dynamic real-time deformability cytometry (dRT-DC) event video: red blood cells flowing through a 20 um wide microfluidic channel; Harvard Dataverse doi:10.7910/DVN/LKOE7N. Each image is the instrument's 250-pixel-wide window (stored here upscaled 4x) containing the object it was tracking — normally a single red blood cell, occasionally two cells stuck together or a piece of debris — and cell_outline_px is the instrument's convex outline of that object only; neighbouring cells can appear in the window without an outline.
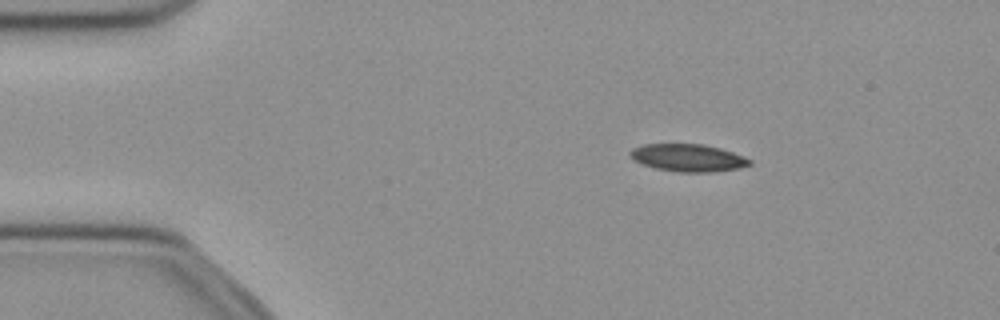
{"species": "common noctule bat (a hibernating species)", "species_latin": "Nyctalus noctula", "temperature_condition": "cold", "stored_images_in_passage": 51, "camera_frame_rate_fps": 3000, "um_per_image_px": 0.085, "animal": {"sex": "female", "body_mass_g": 21.9}, "frame": {"image": 1, "passage_image": 8, "time_ms": 2.333, "image_size_px": [1000, 320], "cell_outline_px": [[752, 164], [740, 168], [716, 172], [680, 172], [656, 168], [632, 160], [628, 156], [628, 152], [632, 148], [644, 144], [704, 144], [720, 148], [732, 152], [752, 160]], "centroid_in_image_um": [58.47, 13.41], "position_along_channel_um": 26.5, "area_um2": 19.25}}
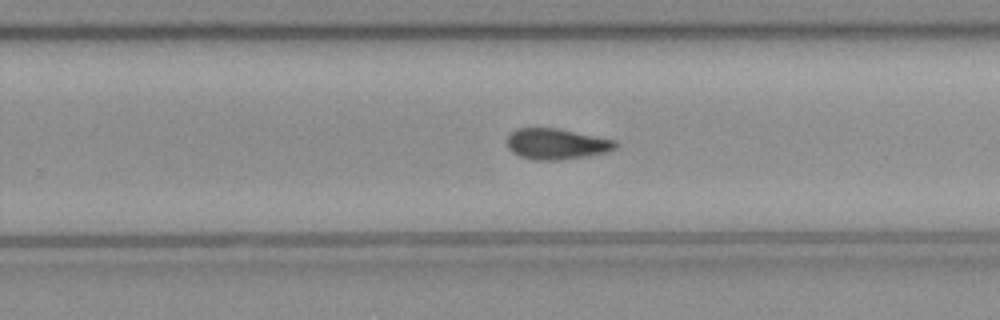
{"frame": {"image": 2, "passage_image": 32, "time_ms": 10.333, "image_size_px": [1000, 320], "cell_outline_px": [[616, 148], [604, 152], [584, 156], [556, 160], [532, 160], [520, 156], [512, 152], [508, 148], [508, 136], [516, 128], [556, 128], [616, 140]], "centroid_in_image_um": [47.26, 12.23], "position_along_channel_um": 282.5, "area_um2": 19.19}}
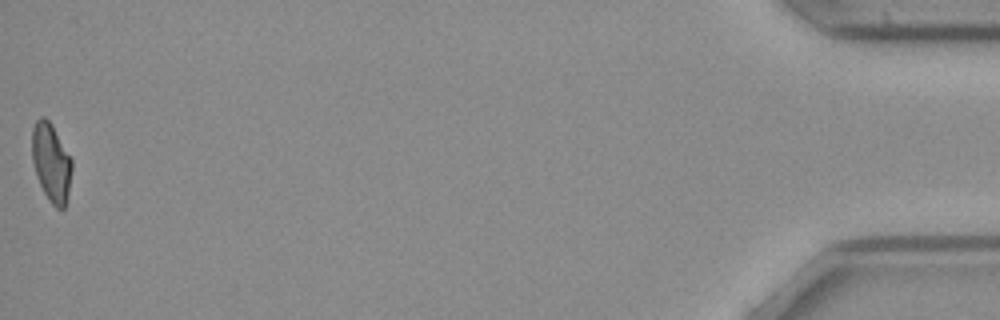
{"frame": {"image": 3, "passage_image": 51, "time_ms": 16.667, "image_size_px": [1000, 320], "cell_outline_px": [[72, 168], [68, 192], [64, 208], [56, 208], [48, 200], [36, 176], [32, 160], [32, 128], [36, 120], [40, 116], [44, 116], [52, 124], [72, 160]], "centroid_in_image_um": [4.34, 13.79], "position_along_channel_um": 430.9, "area_um2": 18.15}, "authors_computed_cell_mechanics": {"area_um2": 19.4208, "velocity_mm_per_s": 3.9721, "shape_relaxation_time_tau1_ms": 4.8201, "shape_relaxation_time_tau2_ms": 6.744, "deformation_change_tau1": 0.1564, "deformation_change_tau2": 0.1504}}